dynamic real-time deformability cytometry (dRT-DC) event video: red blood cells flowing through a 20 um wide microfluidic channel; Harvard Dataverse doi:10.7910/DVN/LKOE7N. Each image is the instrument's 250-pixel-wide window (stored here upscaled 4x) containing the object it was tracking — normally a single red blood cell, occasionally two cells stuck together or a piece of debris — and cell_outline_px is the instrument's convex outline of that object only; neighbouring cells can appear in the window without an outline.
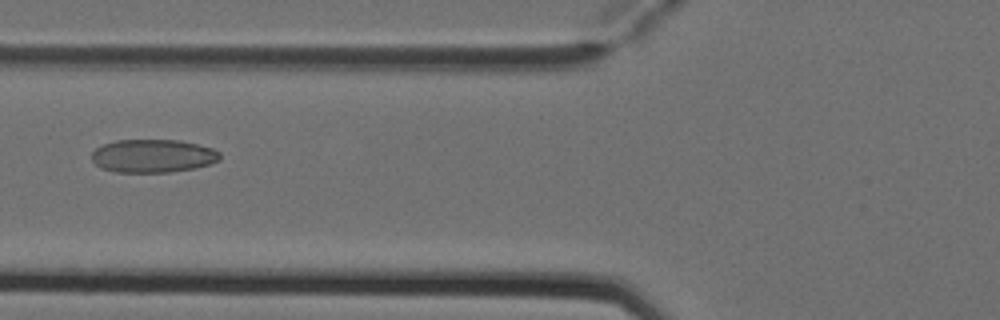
{"species": "Egyptian fruit bat (a non-hibernating species)", "species_latin": "Rousettus aegyptiacus", "temperature_condition": "cold", "stored_images_in_passage": 4, "camera_frame_rate_fps": 3000, "um_per_image_px": 0.085, "animal": {"sex": "female"}, "frame": {"image": 1, "passage_image": 4, "time_ms": 1.0, "image_size_px": [1000, 320], "cell_outline_px": [[220, 160], [196, 168], [168, 172], [116, 172], [100, 168], [92, 160], [92, 152], [96, 148], [104, 144], [116, 140], [180, 140], [212, 148], [220, 152]], "centroid_in_image_um": [12.99, 13.25], "position_along_channel_um": 112.8, "area_um2": 24.8}}